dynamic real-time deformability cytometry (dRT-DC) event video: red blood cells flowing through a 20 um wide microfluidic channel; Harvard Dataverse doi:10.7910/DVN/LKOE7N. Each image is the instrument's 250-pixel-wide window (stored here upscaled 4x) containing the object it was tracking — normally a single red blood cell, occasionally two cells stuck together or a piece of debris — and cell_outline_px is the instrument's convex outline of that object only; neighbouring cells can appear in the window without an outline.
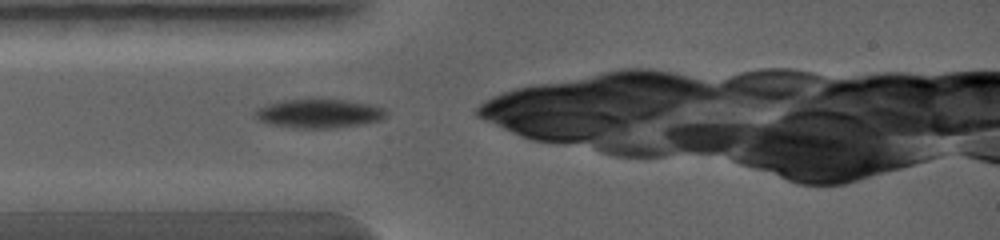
{"species": "common noctule bat (a hibernating species)", "species_latin": "Nyctalus noctula", "temperature_condition": "warm", "stored_images_in_passage": 3, "camera_frame_rate_fps": 5000, "um_per_image_px": 0.085, "animal": {"sex": "female", "body_mass_g": 19.0, "forearm_length_mm": 56.7}, "frame": {"image": 1, "passage_image": 1, "time_ms": 0.0, "image_size_px": [1000, 240], "cell_outline_px": [[388, 116], [384, 120], [364, 124], [336, 128], [292, 128], [268, 124], [252, 116], [256, 108], [280, 100], [348, 100], [372, 104], [384, 108], [388, 112]], "centroid_in_image_um": [27.15, 9.66], "position_along_channel_um": 57.8, "area_um2": 22.48}}
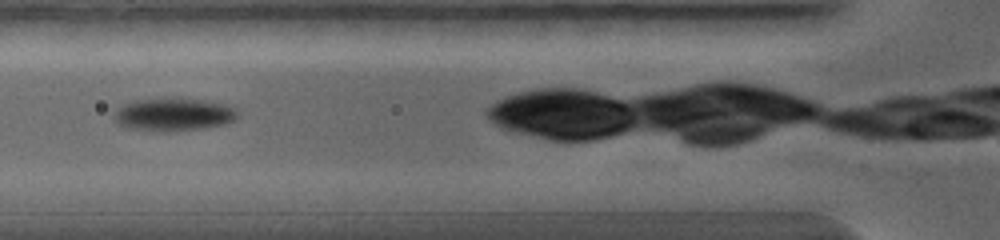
{"frame": {"image": 2, "passage_image": 2, "time_ms": 0.8, "image_size_px": [1000, 240], "cell_outline_px": [[240, 116], [236, 120], [228, 124], [204, 128], [164, 132], [128, 128], [116, 124], [112, 120], [112, 112], [120, 104], [136, 100], [160, 96], [180, 96], [228, 104], [236, 108]], "centroid_in_image_um": [14.73, 9.69], "position_along_channel_um": 111.1, "area_um2": 25.2}}